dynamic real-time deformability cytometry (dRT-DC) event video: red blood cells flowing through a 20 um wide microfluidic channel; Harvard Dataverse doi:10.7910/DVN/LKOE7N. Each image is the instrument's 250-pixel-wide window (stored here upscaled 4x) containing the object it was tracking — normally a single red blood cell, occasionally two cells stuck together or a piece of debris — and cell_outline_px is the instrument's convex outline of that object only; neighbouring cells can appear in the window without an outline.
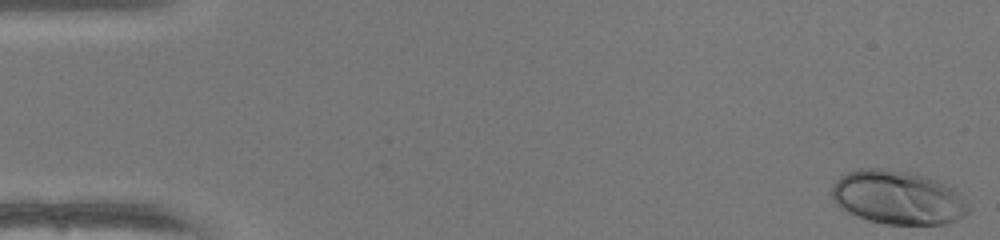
{"species": "human", "species_latin": "Homo sapiens", "temperature_condition": "warm", "stored_images_in_passage": 50, "camera_frame_rate_fps": 3000, "um_per_image_px": 0.085, "donor": {"sex": "female"}, "frame": {"image": 1, "passage_image": 1, "time_ms": 0.0, "image_size_px": [1000, 240], "cell_outline_px": [[968, 212], [944, 224], [884, 224], [868, 220], [856, 216], [840, 208], [832, 200], [832, 188], [836, 180], [840, 176], [848, 172], [860, 168], [880, 168], [908, 172], [924, 176], [936, 180], [952, 188], [956, 192], [968, 208]], "centroid_in_image_um": [76.22, 16.78], "position_along_channel_um": 8.8, "area_um2": 42.19}}
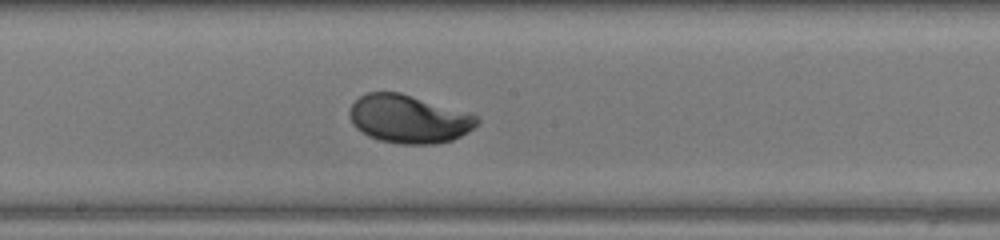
{"frame": {"image": 2, "passage_image": 27, "time_ms": 8.667, "image_size_px": [1000, 240], "cell_outline_px": [[480, 124], [468, 132], [452, 140], [436, 144], [400, 144], [380, 140], [368, 136], [356, 128], [352, 124], [348, 116], [348, 112], [352, 104], [360, 96], [368, 92], [400, 92], [468, 112], [480, 116]], "centroid_in_image_um": [34.76, 10.11], "position_along_channel_um": 213.4, "area_um2": 36.13}}
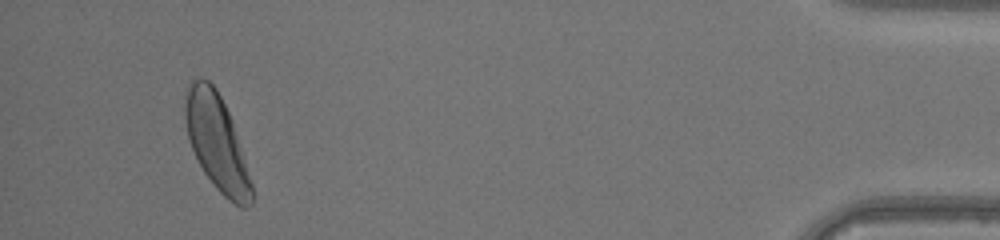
{"frame": {"image": 3, "passage_image": 47, "time_ms": 15.333, "image_size_px": [1000, 240], "cell_outline_px": [[252, 204], [248, 208], [240, 208], [228, 200], [216, 188], [204, 172], [192, 148], [188, 136], [184, 120], [184, 92], [188, 84], [192, 80], [208, 80], [216, 88], [232, 120], [244, 156], [252, 184]], "centroid_in_image_um": [18.42, 12.12], "position_along_channel_um": 416.8, "area_um2": 36.93}, "authors_computed_cell_mechanics": {"area_um2": 35.6626, "velocity_mm_per_s": 4.1416, "shape_relaxation_time_tau1_ms": 2.5794, "shape_relaxation_time_tau2_ms": null, "deformation_change_tau1": 0.1613, "deformation_change_tau2": null}}